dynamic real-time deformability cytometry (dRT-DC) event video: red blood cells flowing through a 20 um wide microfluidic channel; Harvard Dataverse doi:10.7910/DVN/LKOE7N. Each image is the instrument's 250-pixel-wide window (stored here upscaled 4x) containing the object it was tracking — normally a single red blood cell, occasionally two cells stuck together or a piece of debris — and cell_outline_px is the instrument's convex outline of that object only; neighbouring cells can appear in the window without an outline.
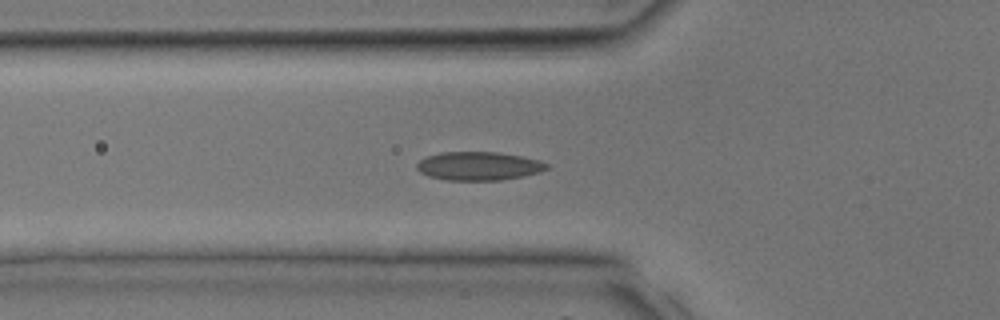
{"species": "common noctule bat (a hibernating species)", "species_latin": "Nyctalus noctula", "temperature_condition": "room temperature", "stored_images_in_passage": 35, "segment_of_instrument_passage": [1, 2], "camera_frame_rate_fps": 3000, "um_per_image_px": 0.085, "animal": {"sex": "male", "body_mass_g": 17.9, "forearm_length_mm": 54.2}, "frame": {"image": 1, "passage_image": 12, "time_ms": 3.667, "image_size_px": [1000, 320], "cell_outline_px": [[548, 168], [540, 172], [524, 176], [500, 180], [448, 180], [428, 176], [420, 172], [416, 168], [416, 164], [420, 160], [428, 156], [440, 152], [496, 152], [520, 156], [540, 160], [548, 164]], "centroid_in_image_um": [40.69, 14.11], "position_along_channel_um": 85.1, "area_um2": 21.56}}
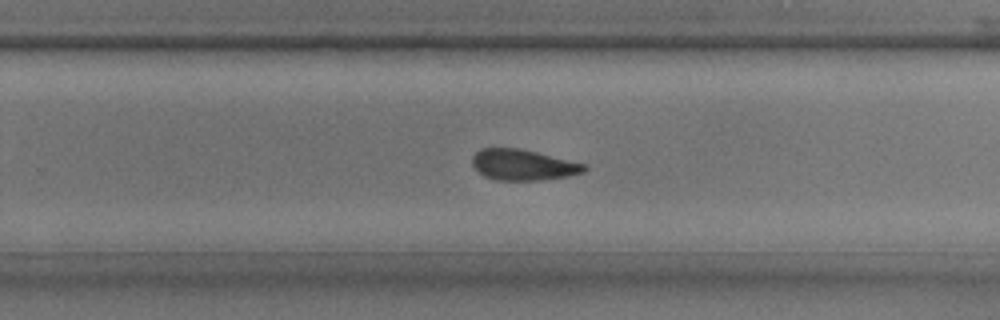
{"frame": {"image": 2, "passage_image": 22, "time_ms": 7.0, "image_size_px": [1000, 320], "cell_outline_px": [[588, 168], [584, 172], [568, 176], [540, 180], [496, 180], [484, 176], [472, 164], [472, 156], [480, 148], [516, 148], [536, 152], [588, 164]], "centroid_in_image_um": [44.48, 14.01], "position_along_channel_um": 285.3, "area_um2": 20.11}}
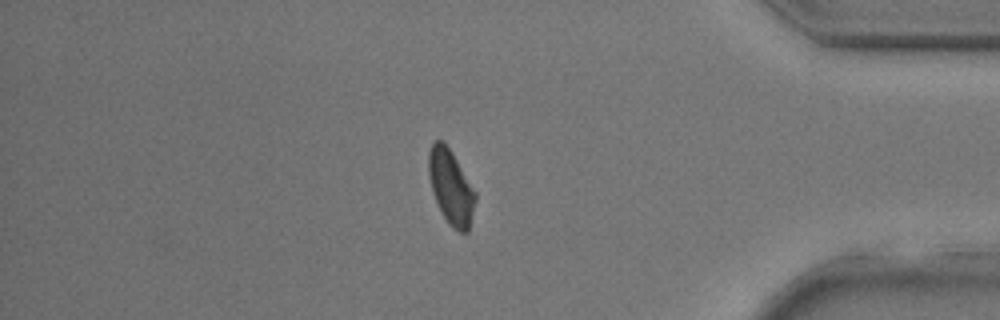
{"frame": {"image": 3, "passage_image": 29, "time_ms": 9.333, "image_size_px": [1000, 320], "cell_outline_px": [[476, 200], [468, 232], [460, 232], [452, 228], [448, 224], [432, 192], [428, 172], [428, 152], [432, 144], [436, 140], [440, 140], [452, 152], [476, 192]], "centroid_in_image_um": [38.33, 15.91], "position_along_channel_um": 396.9, "area_um2": 20.11}}